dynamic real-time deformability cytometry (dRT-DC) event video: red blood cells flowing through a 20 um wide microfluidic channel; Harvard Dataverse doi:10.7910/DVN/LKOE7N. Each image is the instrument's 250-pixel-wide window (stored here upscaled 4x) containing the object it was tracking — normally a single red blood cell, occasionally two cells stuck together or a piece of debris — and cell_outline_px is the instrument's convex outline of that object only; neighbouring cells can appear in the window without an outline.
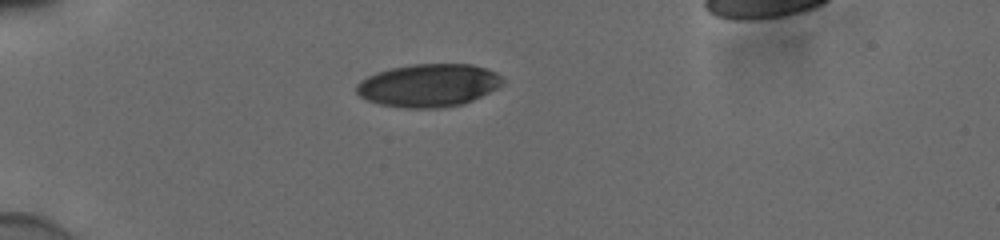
{"species": "human", "species_latin": "Homo sapiens", "temperature_condition": "cold", "stored_images_in_passage": 40, "segment_of_instrument_passage": [1, 2], "camera_frame_rate_fps": 3000, "um_per_image_px": 0.085, "donor": {"sex": "male"}, "frame": {"image": 1, "passage_image": 1, "time_ms": 0.0, "image_size_px": [1000, 240], "cell_outline_px": [[504, 84], [464, 104], [440, 108], [408, 108], [380, 104], [368, 100], [360, 96], [356, 92], [356, 84], [360, 80], [376, 72], [392, 68], [412, 64], [472, 64], [496, 72], [504, 80]], "centroid_in_image_um": [36.42, 7.25], "position_along_channel_um": 48.6, "area_um2": 36.47}}
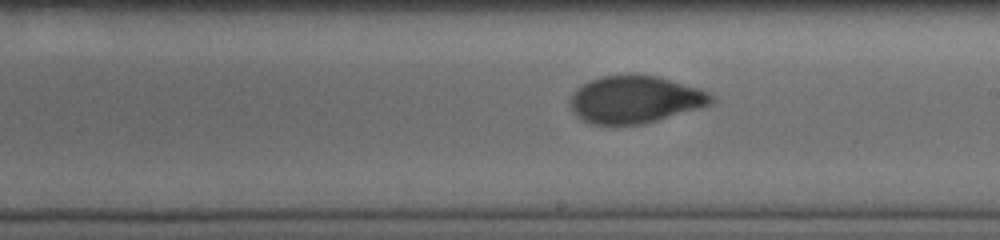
{"frame": {"image": 2, "passage_image": 18, "time_ms": 5.667, "image_size_px": [1000, 240], "cell_outline_px": [[716, 100], [712, 104], [700, 108], [644, 124], [592, 124], [576, 116], [572, 112], [568, 104], [568, 100], [572, 92], [576, 88], [588, 80], [600, 76], [656, 76], [700, 88], [708, 92]], "centroid_in_image_um": [53.95, 8.47], "position_along_channel_um": 235.1, "area_um2": 38.96}}
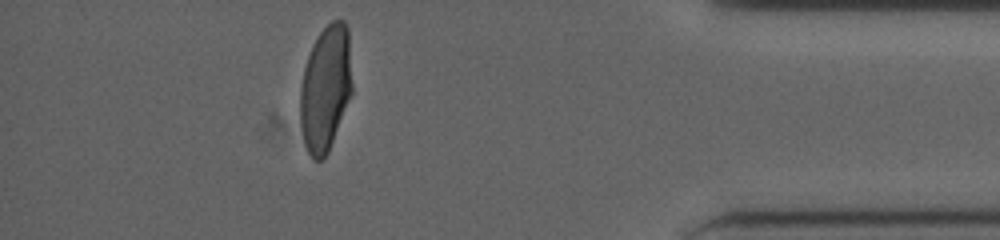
{"frame": {"image": 3, "passage_image": 34, "time_ms": 11.0, "image_size_px": [1000, 240], "cell_outline_px": [[352, 92], [328, 152], [320, 160], [312, 160], [304, 144], [300, 124], [300, 88], [304, 68], [312, 44], [320, 32], [332, 20], [344, 20], [348, 28], [352, 84]], "centroid_in_image_um": [27.66, 7.5], "position_along_channel_um": 407.5, "area_um2": 38.09}}